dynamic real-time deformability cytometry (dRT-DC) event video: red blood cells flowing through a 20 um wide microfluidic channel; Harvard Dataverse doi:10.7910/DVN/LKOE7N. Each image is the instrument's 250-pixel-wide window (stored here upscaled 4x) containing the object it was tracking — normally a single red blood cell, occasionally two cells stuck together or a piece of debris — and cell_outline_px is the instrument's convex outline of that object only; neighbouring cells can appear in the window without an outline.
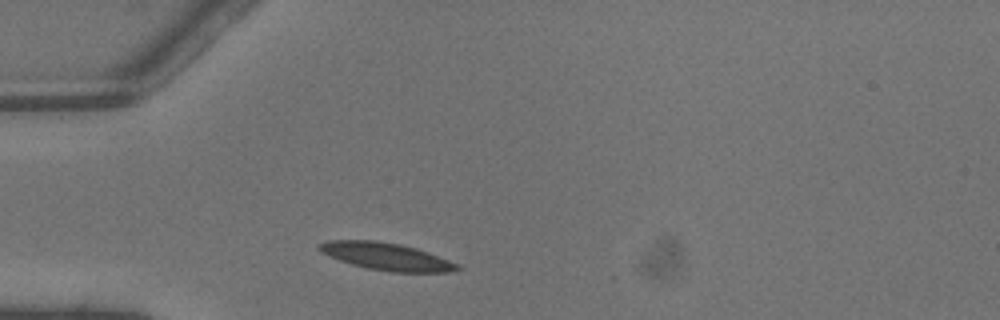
{"species": "common noctule bat (a hibernating species)", "species_latin": "Nyctalus noctula", "temperature_condition": "warm", "stored_images_in_passage": 1, "camera_frame_rate_fps": 3000, "um_per_image_px": 0.085, "animal": {"sex": "male", "body_mass_g": 13.3}, "frame": {"image": 1, "passage_image": 1, "time_ms": 0.0, "image_size_px": [1000, 320], "cell_outline_px": [[464, 268], [448, 272], [388, 272], [368, 268], [352, 264], [340, 260], [320, 252], [316, 248], [316, 244], [324, 240], [376, 240], [400, 244], [416, 248], [428, 252], [460, 264]], "centroid_in_image_um": [32.83, 21.79], "position_along_channel_um": 52.2, "area_um2": 22.25}}